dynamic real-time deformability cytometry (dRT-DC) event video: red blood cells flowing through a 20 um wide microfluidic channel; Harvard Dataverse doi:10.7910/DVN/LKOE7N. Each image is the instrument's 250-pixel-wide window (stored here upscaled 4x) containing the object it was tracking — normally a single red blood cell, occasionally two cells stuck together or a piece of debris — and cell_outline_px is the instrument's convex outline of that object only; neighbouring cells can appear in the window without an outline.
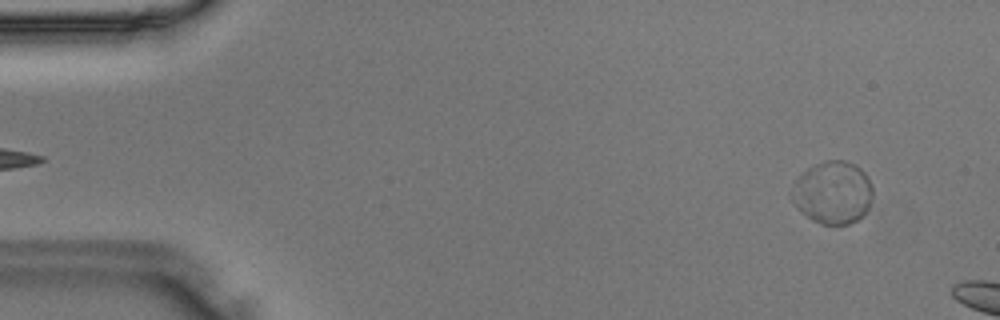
{"species": "Egyptian fruit bat (a non-hibernating species)", "species_latin": "Rousettus aegyptiacus", "temperature_condition": "room temperature", "stored_images_in_passage": 8, "camera_frame_rate_fps": 3000, "um_per_image_px": 0.085, "animal": {"sex": "male"}, "frame": {"image": 1, "passage_image": 4, "time_ms": 1.0, "image_size_px": [1000, 320], "cell_outline_px": [[872, 196], [868, 208], [856, 220], [848, 224], [820, 224], [812, 220], [792, 200], [792, 196], [796, 180], [808, 168], [816, 164], [828, 160], [844, 160], [856, 164], [868, 176], [872, 188]], "centroid_in_image_um": [70.83, 16.35], "position_along_channel_um": 14.2, "area_um2": 29.02}}